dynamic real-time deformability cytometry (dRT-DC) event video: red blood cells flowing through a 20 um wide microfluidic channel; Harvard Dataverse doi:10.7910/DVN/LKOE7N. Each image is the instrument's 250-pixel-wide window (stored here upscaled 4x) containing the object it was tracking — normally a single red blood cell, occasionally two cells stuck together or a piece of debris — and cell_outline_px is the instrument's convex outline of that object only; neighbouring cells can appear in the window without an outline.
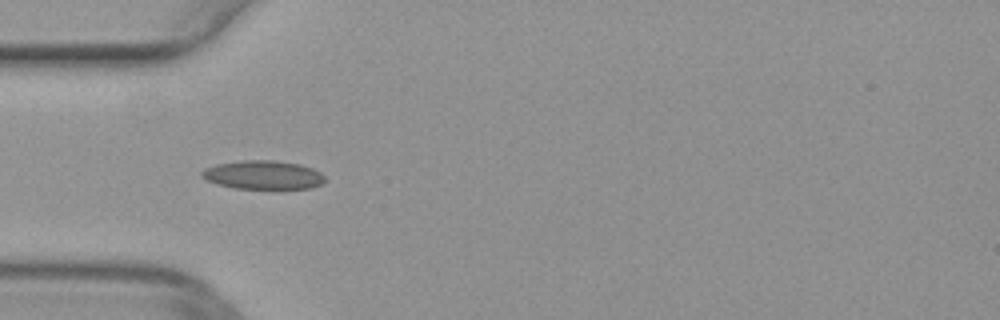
{"species": "common noctule bat (a hibernating species)", "species_latin": "Nyctalus noctula", "temperature_condition": "warm", "stored_images_in_passage": 37, "camera_frame_rate_fps": 3000, "um_per_image_px": 0.085, "animal": {"sex": "female", "body_mass_g": 29.2, "forearm_length_mm": 56.3}, "frame": {"image": 1, "passage_image": 3, "time_ms": 0.667, "image_size_px": [1000, 320], "cell_outline_px": [[324, 180], [320, 184], [312, 188], [232, 188], [216, 184], [200, 176], [200, 172], [204, 168], [216, 164], [244, 160], [272, 160], [300, 164], [312, 168], [320, 172], [324, 176]], "centroid_in_image_um": [22.32, 14.86], "position_along_channel_um": 62.7, "area_um2": 20.52}}
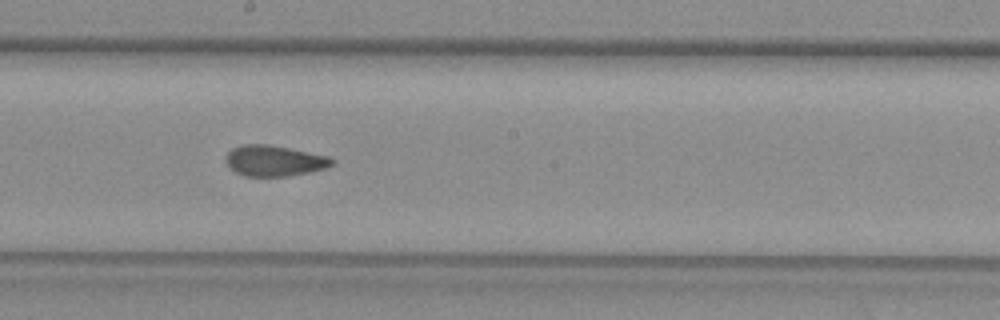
{"frame": {"image": 2, "passage_image": 15, "time_ms": 4.667, "image_size_px": [1000, 320], "cell_outline_px": [[336, 164], [324, 168], [308, 172], [288, 176], [244, 176], [236, 172], [224, 160], [228, 152], [232, 148], [244, 144], [268, 144], [328, 156], [336, 160]], "centroid_in_image_um": [23.32, 13.66], "position_along_channel_um": 224.9, "area_um2": 18.96}}
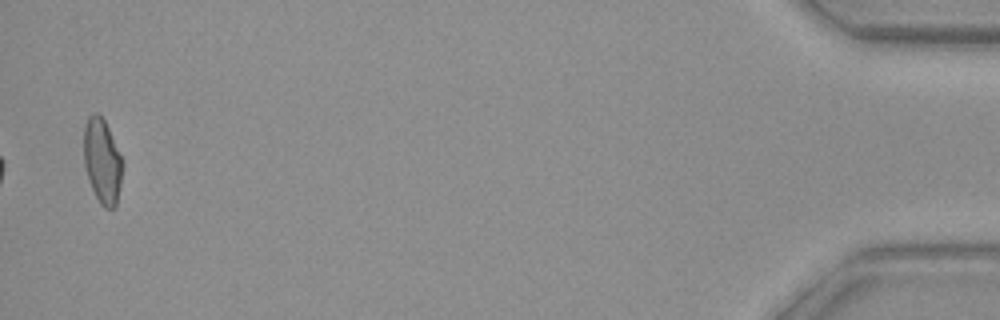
{"frame": {"image": 3, "passage_image": 37, "time_ms": 12.0, "image_size_px": [1000, 320], "cell_outline_px": [[124, 164], [116, 204], [112, 208], [104, 208], [100, 204], [88, 180], [84, 164], [84, 124], [88, 116], [92, 112], [96, 112], [104, 120], [124, 160]], "centroid_in_image_um": [8.69, 13.67], "position_along_channel_um": 426.5, "area_um2": 19.25}}